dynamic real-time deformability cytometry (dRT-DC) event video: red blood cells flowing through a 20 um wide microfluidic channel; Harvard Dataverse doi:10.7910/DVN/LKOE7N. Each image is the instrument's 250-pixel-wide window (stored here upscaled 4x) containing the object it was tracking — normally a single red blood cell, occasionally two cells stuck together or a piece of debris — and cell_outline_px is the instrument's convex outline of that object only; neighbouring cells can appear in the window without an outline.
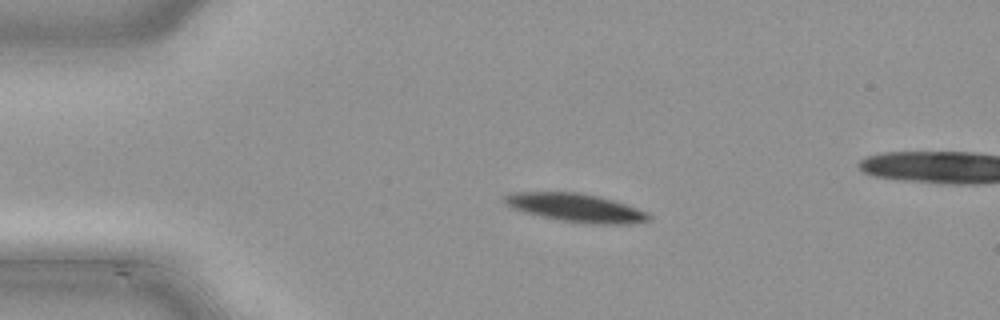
{"species": "common noctule bat (a hibernating species)", "species_latin": "Nyctalus noctula", "temperature_condition": "cold", "stored_images_in_passage": 36, "camera_frame_rate_fps": 3000, "um_per_image_px": 0.085, "animal": {"sex": "male", "body_mass_g": 21.5, "forearm_length_mm": 52.0}, "frame": {"image": 1, "passage_image": 5, "time_ms": 1.333, "image_size_px": [1000, 320], "cell_outline_px": [[652, 216], [648, 220], [632, 224], [592, 224], [560, 220], [512, 208], [504, 204], [500, 200], [508, 192], [576, 192], [600, 196], [648, 212]], "centroid_in_image_um": [48.92, 17.65], "position_along_channel_um": 36.1, "area_um2": 23.76}}
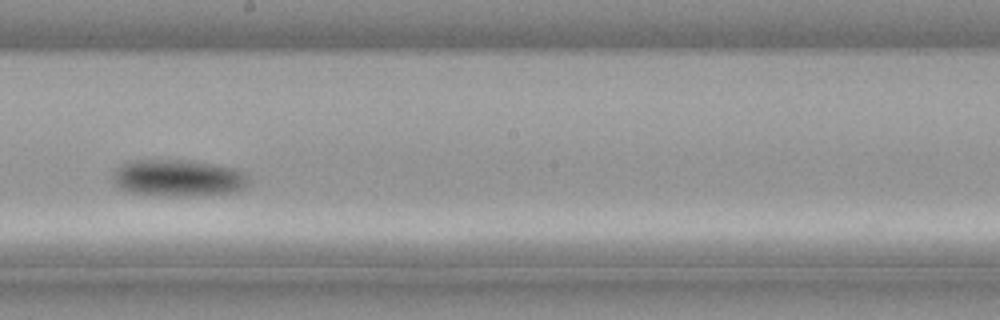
{"frame": {"image": 2, "passage_image": 22, "time_ms": 7.0, "image_size_px": [1000, 320], "cell_outline_px": [[248, 184], [244, 188], [236, 192], [208, 196], [156, 196], [128, 192], [120, 188], [112, 180], [112, 176], [116, 168], [120, 164], [136, 160], [176, 160], [208, 164], [232, 168], [244, 172], [248, 176]], "centroid_in_image_um": [15.13, 15.17], "position_along_channel_um": 233.1, "area_um2": 29.36}}
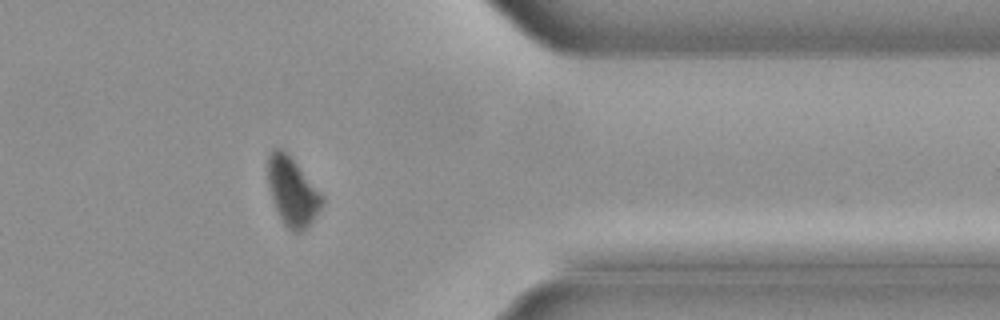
{"frame": {"image": 3, "passage_image": 34, "time_ms": 11.0, "image_size_px": [1000, 320], "cell_outline_px": [[324, 200], [320, 208], [312, 220], [300, 232], [292, 232], [284, 224], [272, 200], [268, 180], [268, 152], [276, 148], [280, 148], [292, 160], [324, 196]], "centroid_in_image_um": [24.84, 16.29], "position_along_channel_um": 386.6, "area_um2": 20.87}}